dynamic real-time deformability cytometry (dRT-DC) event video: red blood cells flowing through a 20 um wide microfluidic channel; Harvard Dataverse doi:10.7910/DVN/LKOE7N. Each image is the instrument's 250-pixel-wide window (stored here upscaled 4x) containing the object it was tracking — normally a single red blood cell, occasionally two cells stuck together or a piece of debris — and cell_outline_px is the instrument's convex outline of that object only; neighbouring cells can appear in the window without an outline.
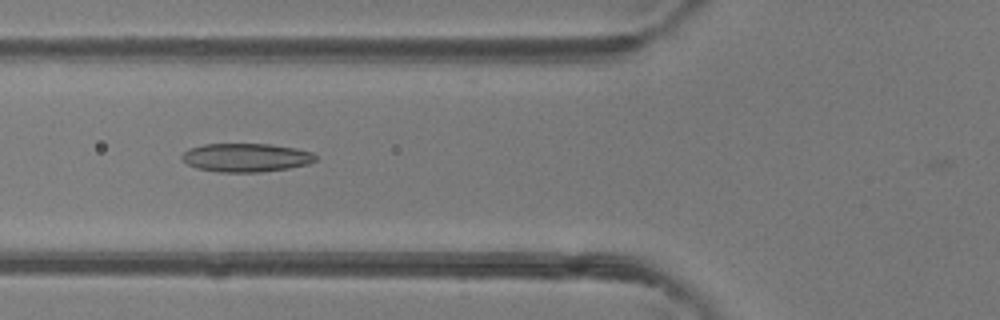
{"species": "common noctule bat (a hibernating species)", "species_latin": "Nyctalus noctula", "temperature_condition": "room temperature", "stored_images_in_passage": 35, "camera_frame_rate_fps": 3000, "um_per_image_px": 0.085, "animal": {"sex": "female"}, "frame": {"image": 1, "passage_image": 6, "time_ms": 1.667, "image_size_px": [1000, 320], "cell_outline_px": [[316, 160], [308, 164], [288, 168], [260, 172], [220, 172], [196, 168], [188, 164], [180, 156], [188, 148], [204, 144], [272, 144], [296, 148], [312, 152], [316, 156]], "centroid_in_image_um": [20.91, 13.39], "position_along_channel_um": 104.9, "area_um2": 22.25}}
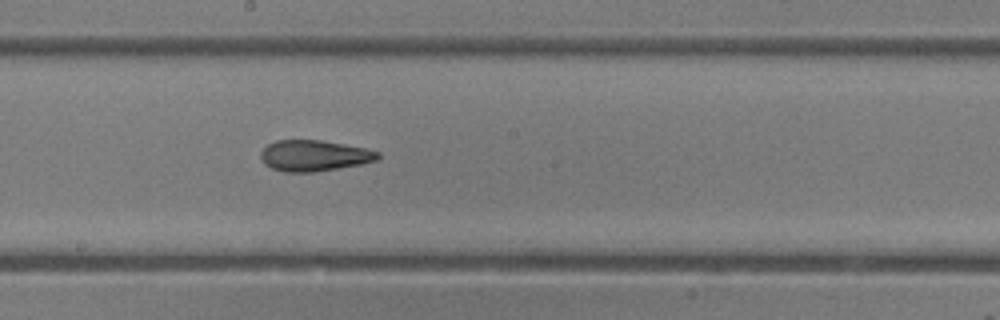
{"frame": {"image": 2, "passage_image": 14, "time_ms": 4.333, "image_size_px": [1000, 320], "cell_outline_px": [[380, 156], [376, 160], [360, 164], [316, 172], [284, 172], [272, 168], [264, 164], [260, 156], [260, 152], [268, 144], [276, 140], [320, 140], [344, 144], [364, 148], [380, 152]], "centroid_in_image_um": [26.67, 13.23], "position_along_channel_um": 221.5, "area_um2": 21.1}}
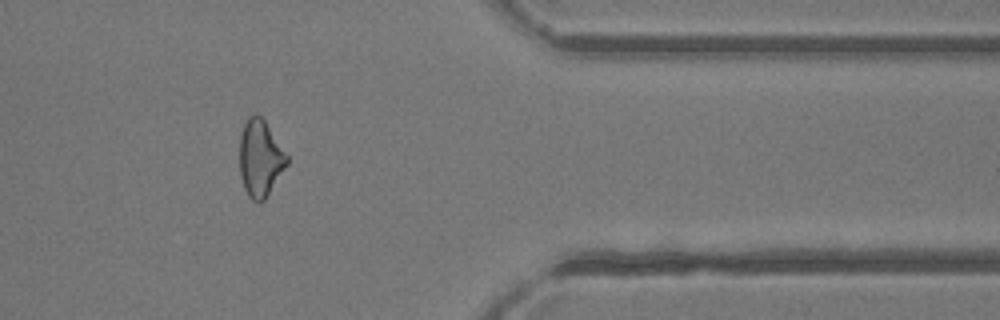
{"frame": {"image": 3, "passage_image": 27, "time_ms": 8.667, "image_size_px": [1000, 320], "cell_outline_px": [[288, 164], [264, 200], [260, 204], [252, 200], [248, 196], [244, 188], [240, 176], [240, 136], [244, 124], [248, 116], [256, 112], [264, 120], [288, 156]], "centroid_in_image_um": [22.11, 13.46], "position_along_channel_um": 389.3, "area_um2": 21.15}, "authors_computed_cell_mechanics": {"area_um2": 21.5016, "velocity_mm_per_s": 4.3492, "shape_relaxation_time_tau1_ms": 8.4888, "shape_relaxation_time_tau2_ms": 2.9316, "deformation_change_tau1": 0.2051, "deformation_change_tau2": 0.1205}}